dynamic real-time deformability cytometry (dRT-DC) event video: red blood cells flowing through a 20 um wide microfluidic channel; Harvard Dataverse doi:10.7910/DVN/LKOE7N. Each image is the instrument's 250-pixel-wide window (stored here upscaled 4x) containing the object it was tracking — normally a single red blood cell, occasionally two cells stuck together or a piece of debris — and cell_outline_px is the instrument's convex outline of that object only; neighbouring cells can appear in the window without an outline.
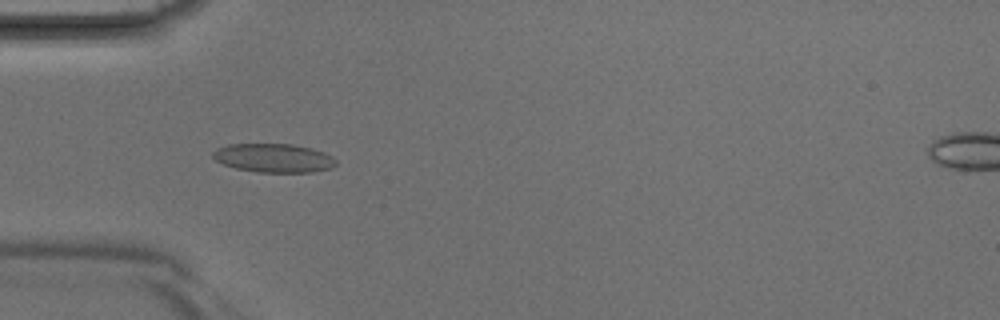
{"species": "Egyptian fruit bat (a non-hibernating species)", "species_latin": "Rousettus aegyptiacus", "temperature_condition": "room temperature", "stored_images_in_passage": 3, "camera_frame_rate_fps": 3000, "um_per_image_px": 0.085, "animal": {"sex": "male"}, "frame": {"image": 1, "passage_image": 3, "time_ms": 0.667, "image_size_px": [1000, 320], "cell_outline_px": [[336, 164], [332, 168], [312, 172], [256, 172], [236, 168], [224, 164], [216, 160], [212, 156], [212, 152], [216, 148], [228, 144], [292, 144], [312, 148], [324, 152], [332, 156], [336, 160]], "centroid_in_image_um": [23.27, 13.42], "position_along_channel_um": 61.7, "area_um2": 20.69}}